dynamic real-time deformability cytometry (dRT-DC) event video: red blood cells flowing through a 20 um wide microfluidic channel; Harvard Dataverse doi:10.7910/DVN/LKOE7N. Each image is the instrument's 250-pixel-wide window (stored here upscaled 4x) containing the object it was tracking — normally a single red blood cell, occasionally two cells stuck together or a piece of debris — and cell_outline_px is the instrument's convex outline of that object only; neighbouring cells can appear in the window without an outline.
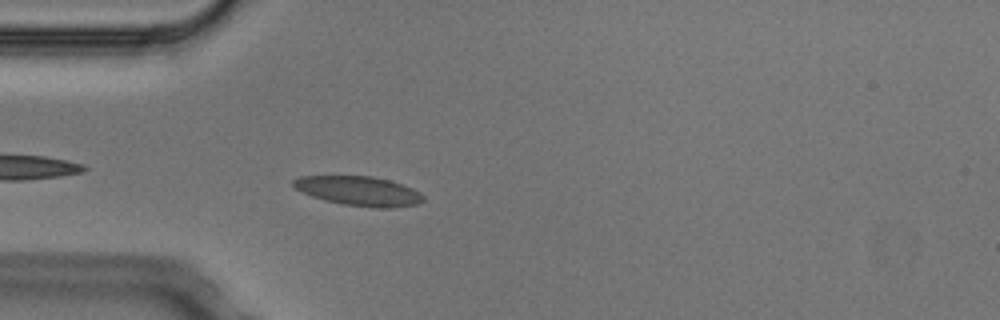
{"species": "Egyptian fruit bat (a non-hibernating species)", "species_latin": "Rousettus aegyptiacus", "temperature_condition": "cold", "stored_images_in_passage": 4, "camera_frame_rate_fps": 3000, "um_per_image_px": 0.085, "animal": {"sex": "male"}, "frame": {"image": 1, "passage_image": 4, "time_ms": 1.0, "image_size_px": [1000, 320], "cell_outline_px": [[424, 200], [420, 204], [392, 208], [376, 208], [344, 204], [324, 200], [312, 196], [296, 188], [292, 184], [292, 180], [300, 176], [372, 176], [388, 180], [412, 188], [420, 192], [424, 196]], "centroid_in_image_um": [30.54, 16.24], "position_along_channel_um": 54.5, "area_um2": 22.2}}